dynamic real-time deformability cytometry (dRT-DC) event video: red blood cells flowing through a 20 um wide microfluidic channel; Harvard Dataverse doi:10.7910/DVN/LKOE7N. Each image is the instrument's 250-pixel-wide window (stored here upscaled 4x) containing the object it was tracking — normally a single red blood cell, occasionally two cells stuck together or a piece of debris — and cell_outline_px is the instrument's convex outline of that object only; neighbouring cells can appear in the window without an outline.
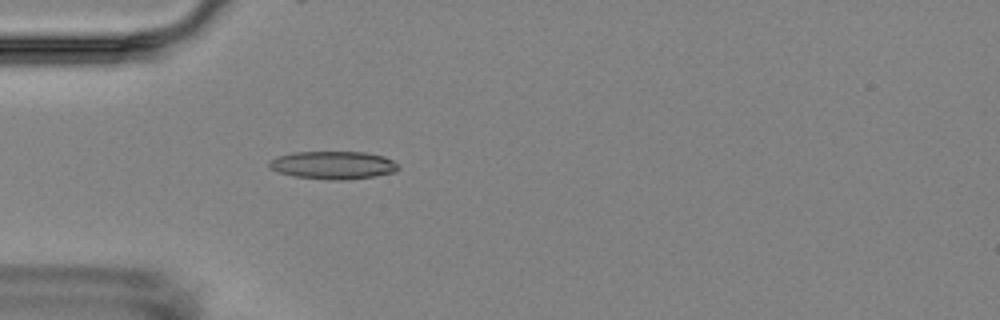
{"species": "Egyptian fruit bat (a non-hibernating species)", "species_latin": "Rousettus aegyptiacus", "temperature_condition": "room temperature", "stored_images_in_passage": 4, "camera_frame_rate_fps": 3000, "um_per_image_px": 0.085, "animal": {"sex": "female"}, "frame": {"image": 1, "passage_image": 4, "time_ms": 4.667, "image_size_px": [1000, 320], "cell_outline_px": [[400, 168], [396, 172], [372, 176], [344, 180], [340, 180], [296, 176], [276, 172], [268, 168], [268, 160], [276, 156], [292, 152], [364, 152], [384, 156], [400, 164]], "centroid_in_image_um": [28.29, 14.02], "position_along_channel_um": 56.7, "area_um2": 21.1}}